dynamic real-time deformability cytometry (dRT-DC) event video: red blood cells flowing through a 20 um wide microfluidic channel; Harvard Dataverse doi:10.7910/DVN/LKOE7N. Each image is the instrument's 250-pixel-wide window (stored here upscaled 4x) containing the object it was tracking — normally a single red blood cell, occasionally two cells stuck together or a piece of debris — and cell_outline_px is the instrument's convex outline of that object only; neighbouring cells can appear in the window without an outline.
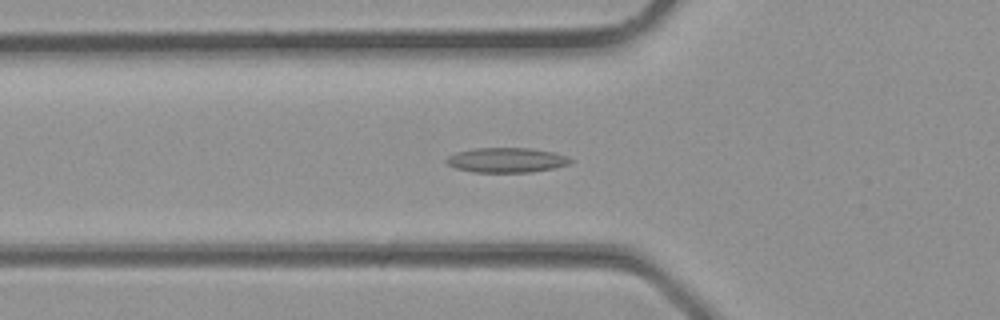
{"species": "common noctule bat (a hibernating species)", "species_latin": "Nyctalus noctula", "temperature_condition": "room temperature", "stored_images_in_passage": 35, "camera_frame_rate_fps": 3000, "um_per_image_px": 0.085, "animal": {"sex": "male", "body_mass_g": 23.1, "forearm_length_mm": 52.7}, "frame": {"image": 1, "passage_image": 12, "time_ms": 3.667, "image_size_px": [1000, 320], "cell_outline_px": [[572, 164], [556, 168], [532, 172], [472, 172], [456, 168], [448, 164], [444, 160], [448, 156], [456, 152], [472, 148], [532, 148], [552, 152], [568, 156], [572, 160]], "centroid_in_image_um": [43.08, 13.61], "position_along_channel_um": 82.7, "area_um2": 18.15}}
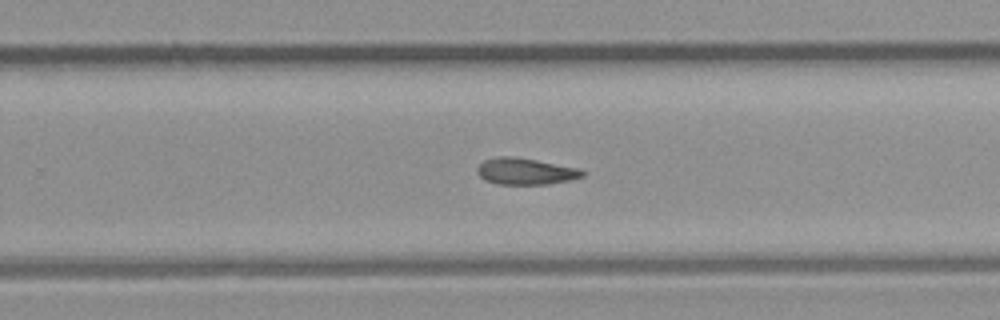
{"frame": {"image": 2, "passage_image": 22, "time_ms": 7.0, "image_size_px": [1000, 320], "cell_outline_px": [[584, 176], [572, 180], [548, 184], [496, 184], [484, 180], [476, 172], [476, 168], [484, 160], [496, 156], [516, 156], [580, 168], [584, 172]], "centroid_in_image_um": [44.66, 14.56], "position_along_channel_um": 285.1, "area_um2": 16.53}}
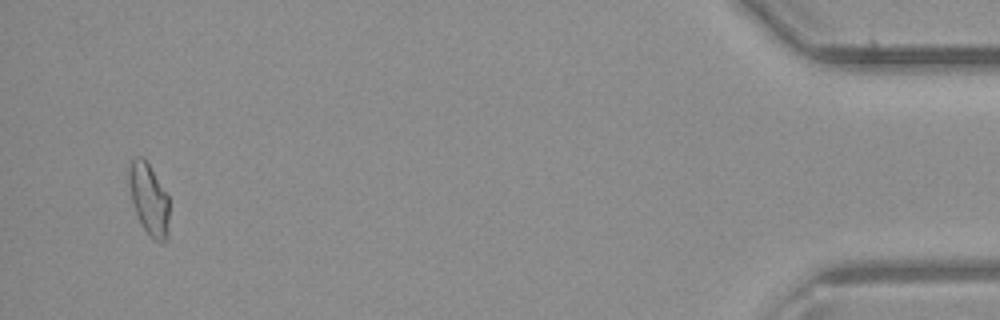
{"frame": {"image": 3, "passage_image": 33, "time_ms": 10.667, "image_size_px": [1000, 320], "cell_outline_px": [[168, 240], [160, 244], [144, 228], [136, 212], [132, 200], [128, 180], [128, 172], [132, 156], [144, 156], [168, 196]], "centroid_in_image_um": [12.66, 16.89], "position_along_channel_um": 422.5, "area_um2": 16.65}}